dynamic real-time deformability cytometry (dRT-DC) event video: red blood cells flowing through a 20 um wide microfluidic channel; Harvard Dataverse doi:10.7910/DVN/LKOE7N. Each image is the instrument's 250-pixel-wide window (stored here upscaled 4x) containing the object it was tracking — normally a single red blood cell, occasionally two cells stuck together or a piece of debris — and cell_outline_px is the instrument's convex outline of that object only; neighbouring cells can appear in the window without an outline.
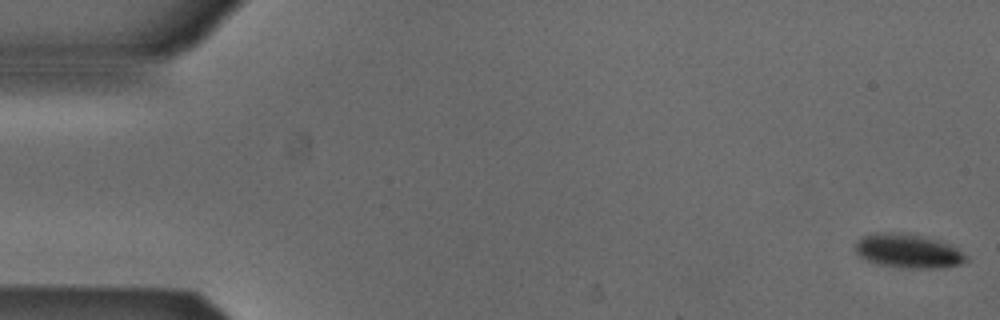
{"species": "Egyptian fruit bat (a non-hibernating species)", "species_latin": "Rousettus aegyptiacus", "temperature_condition": "cold", "stored_images_in_passage": 47, "camera_frame_rate_fps": 3000, "um_per_image_px": 0.085, "animal": {"sex": "male"}, "frame": {"image": 1, "passage_image": 1, "time_ms": 0.0, "image_size_px": [1000, 320], "cell_outline_px": [[968, 260], [960, 264], [940, 268], [900, 268], [876, 264], [860, 256], [856, 252], [856, 240], [860, 236], [884, 232], [916, 236], [948, 244], [956, 248], [968, 256]], "centroid_in_image_um": [77.16, 21.37], "position_along_channel_um": 7.8, "area_um2": 21.44}}
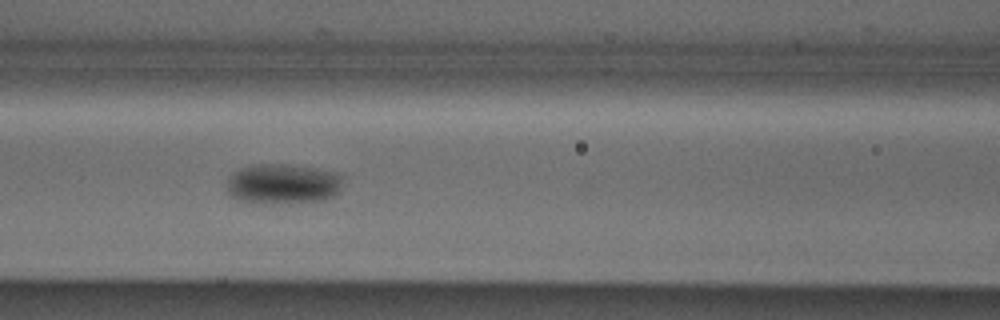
{"frame": {"image": 2, "passage_image": 23, "time_ms": 7.333, "image_size_px": [1000, 320], "cell_outline_px": [[344, 176], [340, 188], [336, 196], [324, 200], [260, 204], [236, 200], [228, 192], [224, 184], [240, 168], [256, 164], [288, 164], [316, 168], [340, 172]], "centroid_in_image_um": [24.07, 15.63], "position_along_channel_um": 142.5, "area_um2": 27.63}}
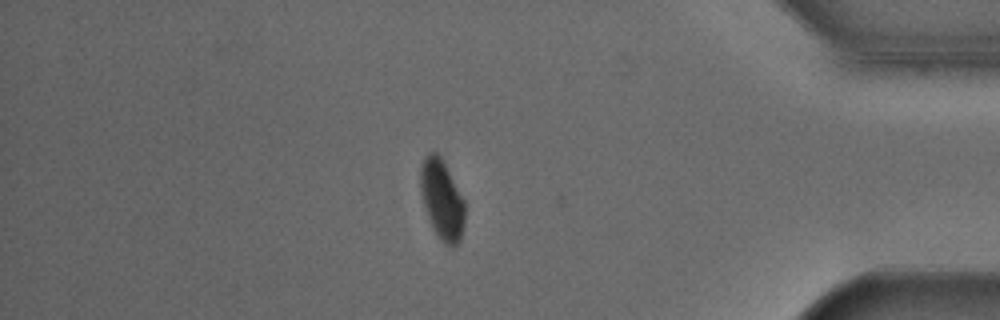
{"frame": {"image": 3, "passage_image": 46, "time_ms": 15.0, "image_size_px": [1000, 320], "cell_outline_px": [[464, 224], [460, 240], [456, 248], [452, 248], [444, 244], [440, 240], [432, 228], [424, 204], [420, 184], [420, 168], [424, 156], [428, 152], [436, 152], [440, 156], [464, 200]], "centroid_in_image_um": [37.56, 17.01], "position_along_channel_um": 397.6, "area_um2": 20.52}, "authors_computed_cell_mechanics": {"area_um2": 23.7558, "velocity_mm_per_s": 3.806, "shape_relaxation_time_tau1_ms": 3.2345, "shape_relaxation_time_tau2_ms": null, "deformation_change_tau1": 0.0593, "deformation_change_tau2": null}}